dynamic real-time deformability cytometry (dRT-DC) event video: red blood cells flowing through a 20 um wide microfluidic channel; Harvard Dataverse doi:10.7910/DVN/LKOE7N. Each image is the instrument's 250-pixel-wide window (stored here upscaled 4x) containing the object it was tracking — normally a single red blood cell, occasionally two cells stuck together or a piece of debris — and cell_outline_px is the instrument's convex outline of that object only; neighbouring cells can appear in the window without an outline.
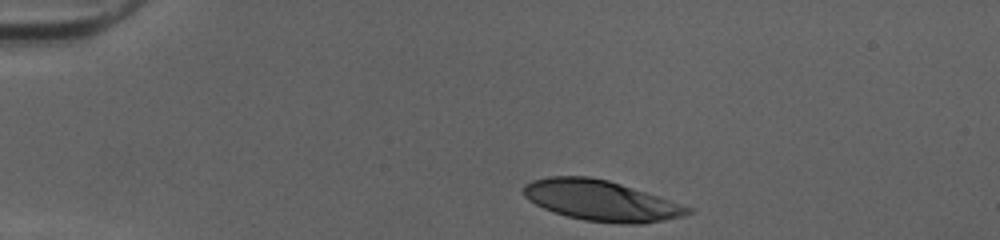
{"species": "human", "species_latin": "Homo sapiens", "temperature_condition": "cold", "stored_images_in_passage": 33, "camera_frame_rate_fps": 3000, "um_per_image_px": 0.085, "donor": {"sex": "female"}, "frame": {"image": 1, "passage_image": 1, "time_ms": 0.0, "image_size_px": [1000, 240], "cell_outline_px": [[692, 212], [684, 216], [644, 224], [620, 224], [584, 220], [568, 216], [544, 208], [528, 200], [524, 196], [524, 184], [532, 180], [548, 176], [588, 176], [608, 180], [692, 208]], "centroid_in_image_um": [51.06, 17.05], "position_along_channel_um": 33.9, "area_um2": 38.38}}
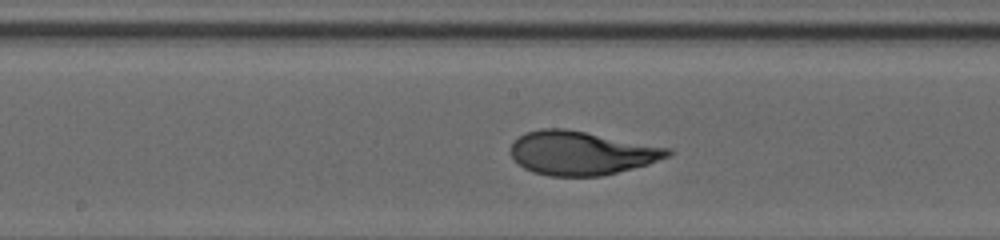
{"frame": {"image": 2, "passage_image": 18, "time_ms": 5.667, "image_size_px": [1000, 240], "cell_outline_px": [[676, 152], [668, 156], [648, 164], [600, 176], [548, 176], [532, 172], [524, 168], [512, 156], [512, 144], [524, 132], [544, 128], [564, 128], [672, 148]], "centroid_in_image_um": [49.44, 13.0], "position_along_channel_um": 198.8, "area_um2": 39.82}}
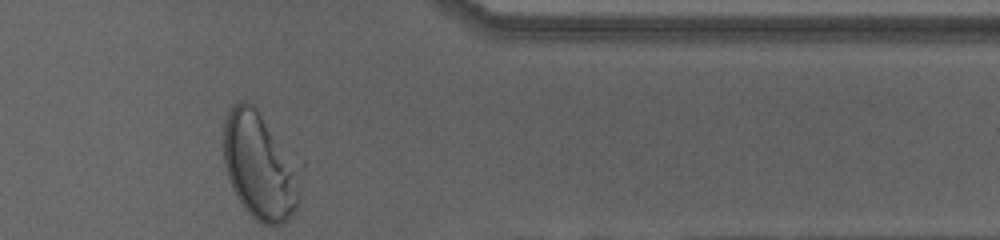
{"frame": {"image": 3, "passage_image": 33, "time_ms": 10.667, "image_size_px": [1000, 240], "cell_outline_px": [[304, 168], [300, 196], [296, 208], [288, 220], [280, 224], [260, 224], [244, 208], [236, 196], [228, 176], [224, 164], [224, 120], [232, 104], [240, 100], [244, 100], [252, 104], [256, 108], [304, 160]], "centroid_in_image_um": [22.2, 14.05], "position_along_channel_um": 389.2, "area_um2": 50.29}, "authors_computed_cell_mechanics": {"area_um2": 39.3618, "velocity_mm_per_s": 4.0308, "shape_relaxation_time_tau1_ms": 3.1935, "shape_relaxation_time_tau2_ms": null, "deformation_change_tau1": 0.2154, "deformation_change_tau2": null}}